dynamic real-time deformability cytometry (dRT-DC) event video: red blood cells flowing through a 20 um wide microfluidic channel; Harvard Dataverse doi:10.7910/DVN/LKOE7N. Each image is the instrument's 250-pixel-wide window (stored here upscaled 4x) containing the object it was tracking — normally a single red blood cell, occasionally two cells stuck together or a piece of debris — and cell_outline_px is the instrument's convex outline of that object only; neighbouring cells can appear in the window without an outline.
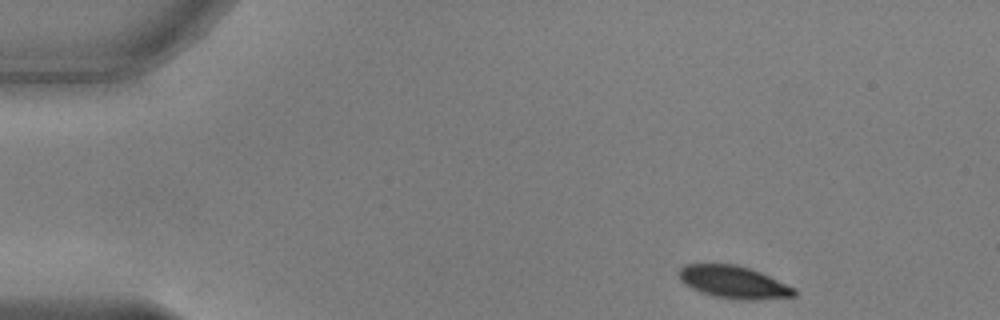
{"species": "common noctule bat (a hibernating species)", "species_latin": "Nyctalus noctula", "temperature_condition": "warm", "stored_images_in_passage": 47, "camera_frame_rate_fps": 3000, "um_per_image_px": 0.085, "animal": {"sex": "male", "body_mass_g": 17.9, "forearm_length_mm": 54.2}, "frame": {"image": 1, "passage_image": 1, "time_ms": 0.0, "image_size_px": [1000, 320], "cell_outline_px": [[796, 296], [748, 300], [740, 300], [716, 296], [692, 288], [680, 280], [676, 272], [684, 264], [736, 264], [760, 272], [796, 288]], "centroid_in_image_um": [62.35, 23.97], "position_along_channel_um": 22.7, "area_um2": 21.62}}
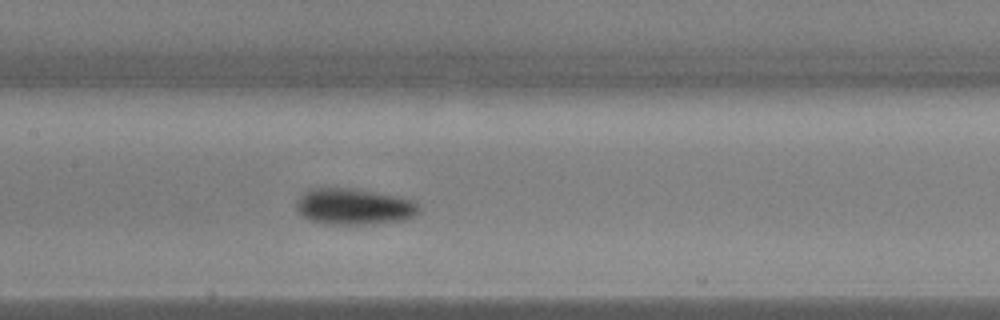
{"frame": {"image": 2, "passage_image": 20, "time_ms": 6.333, "image_size_px": [1000, 320], "cell_outline_px": [[420, 212], [404, 220], [368, 224], [324, 224], [308, 220], [296, 208], [296, 200], [308, 188], [352, 188], [412, 200], [420, 208]], "centroid_in_image_um": [30.03, 17.57], "position_along_channel_um": 177.4, "area_um2": 25.66}}
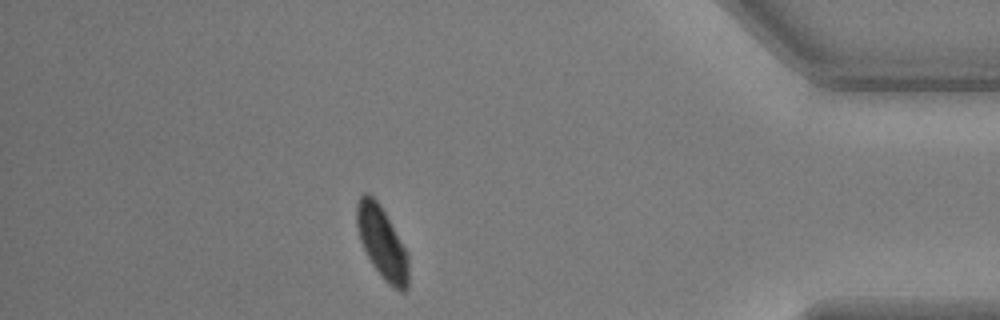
{"frame": {"image": 3, "passage_image": 41, "time_ms": 13.333, "image_size_px": [1000, 320], "cell_outline_px": [[408, 288], [404, 292], [400, 292], [392, 288], [380, 276], [372, 264], [360, 240], [356, 224], [356, 204], [360, 196], [364, 192], [368, 192], [380, 204], [408, 252]], "centroid_in_image_um": [32.48, 20.64], "position_along_channel_um": 402.7, "area_um2": 21.96}, "authors_computed_cell_mechanics": {"area_um2": 23.5824, "velocity_mm_per_s": 3.7775, "shape_relaxation_time_tau1_ms": 2.5475, "shape_relaxation_time_tau2_ms": null, "deformation_change_tau1": 0.1315, "deformation_change_tau2": null}}